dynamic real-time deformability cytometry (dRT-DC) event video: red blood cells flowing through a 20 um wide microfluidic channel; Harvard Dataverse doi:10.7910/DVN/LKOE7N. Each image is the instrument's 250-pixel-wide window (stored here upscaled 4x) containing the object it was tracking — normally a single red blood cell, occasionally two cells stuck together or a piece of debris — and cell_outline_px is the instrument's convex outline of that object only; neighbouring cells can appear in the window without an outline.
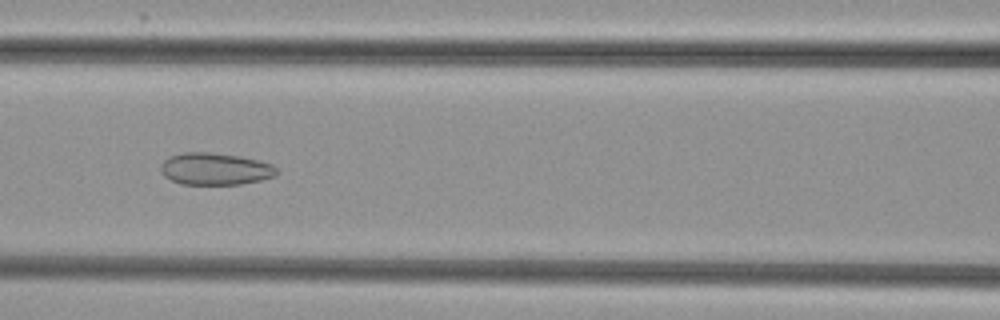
{"species": "common noctule bat (a hibernating species)", "species_latin": "Nyctalus noctula", "temperature_condition": "cold", "stored_images_in_passage": 7, "camera_frame_rate_fps": 3000, "um_per_image_px": 0.085, "animal": {"sex": "female", "body_mass_g": 29.2, "forearm_length_mm": 56.3}, "frame": {"image": 1, "passage_image": 6, "time_ms": 5.667, "image_size_px": [1000, 320], "cell_outline_px": [[280, 172], [276, 176], [260, 180], [240, 184], [180, 184], [164, 176], [160, 172], [160, 164], [168, 156], [184, 152], [212, 152], [240, 156], [272, 164]], "centroid_in_image_um": [18.27, 14.35], "position_along_channel_um": 148.3, "area_um2": 21.85}}
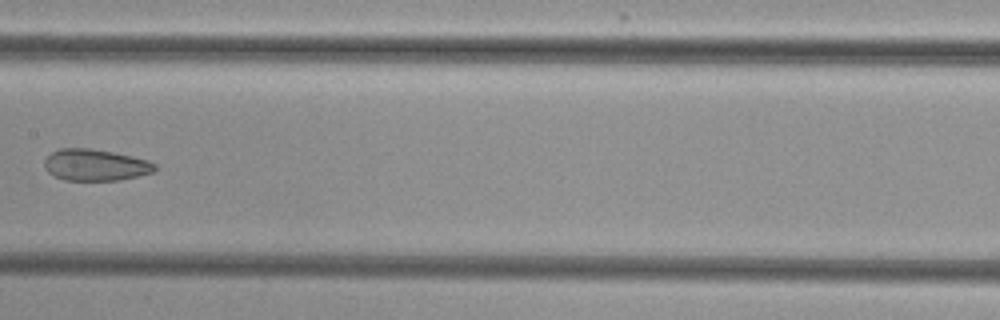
{"frame": {"image": 2, "passage_image": 7, "time_ms": 7.0, "image_size_px": [1000, 320], "cell_outline_px": [[156, 168], [152, 172], [120, 180], [64, 180], [48, 172], [44, 168], [44, 160], [52, 152], [60, 148], [88, 148], [112, 152], [148, 160], [156, 164]], "centroid_in_image_um": [8.08, 14.02], "position_along_channel_um": 199.3, "area_um2": 20.11}}